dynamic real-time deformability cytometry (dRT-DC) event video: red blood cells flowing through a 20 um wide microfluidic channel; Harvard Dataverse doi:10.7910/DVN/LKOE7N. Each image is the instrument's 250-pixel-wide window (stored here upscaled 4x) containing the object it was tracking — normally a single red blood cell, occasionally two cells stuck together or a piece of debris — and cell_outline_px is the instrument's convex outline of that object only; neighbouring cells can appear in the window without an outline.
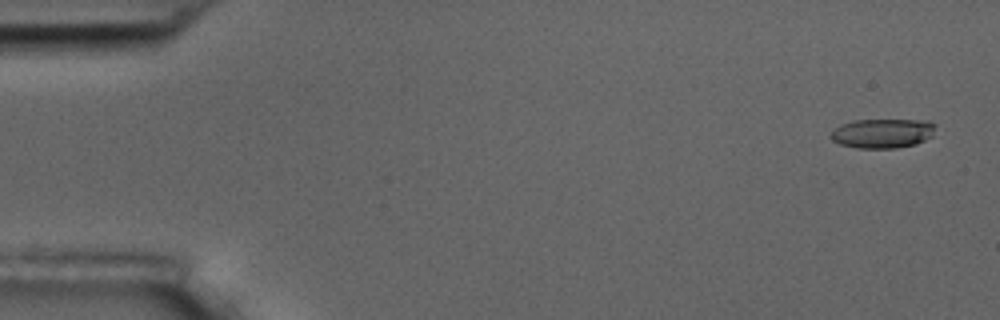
{"species": "common noctule bat (a hibernating species)", "species_latin": "Nyctalus noctula", "temperature_condition": "room temperature", "stored_images_in_passage": 4, "camera_frame_rate_fps": 3000, "um_per_image_px": 0.085, "animal": {"sex": "male", "body_mass_g": 17.5, "forearm_length_mm": 52.3}, "frame": {"image": 1, "passage_image": 1, "time_ms": 0.0, "image_size_px": [1000, 320], "cell_outline_px": [[936, 124], [932, 136], [916, 144], [896, 148], [856, 148], [840, 144], [832, 140], [828, 136], [840, 124], [852, 120], [928, 120]], "centroid_in_image_um": [75.01, 11.33], "position_along_channel_um": 10.0, "area_um2": 18.09}}